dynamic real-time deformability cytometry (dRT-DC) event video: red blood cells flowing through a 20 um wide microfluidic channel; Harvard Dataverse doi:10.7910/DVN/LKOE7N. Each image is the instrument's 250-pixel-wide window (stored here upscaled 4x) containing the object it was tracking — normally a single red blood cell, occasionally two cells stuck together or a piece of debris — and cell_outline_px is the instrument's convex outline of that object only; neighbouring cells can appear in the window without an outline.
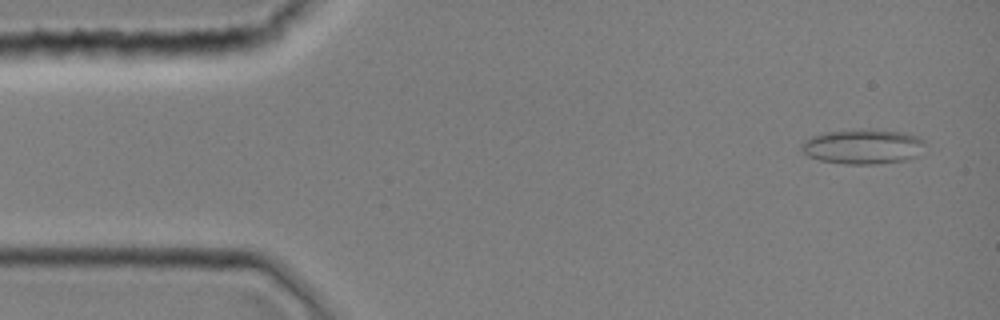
{"species": "common noctule bat (a hibernating species)", "species_latin": "Nyctalus noctula", "temperature_condition": "room temperature", "stored_images_in_passage": 42, "camera_frame_rate_fps": 3000, "um_per_image_px": 0.085, "animal": {"sex": "female", "body_mass_g": 19.0, "forearm_length_mm": 51.5}, "frame": {"image": 1, "passage_image": 2, "time_ms": 0.333, "image_size_px": [1000, 320], "cell_outline_px": [[924, 144], [916, 156], [908, 160], [876, 164], [844, 164], [820, 160], [808, 156], [804, 152], [800, 144], [804, 140], [812, 136], [828, 132], [904, 132], [920, 136], [924, 140]], "centroid_in_image_um": [73.35, 12.51], "position_along_channel_um": 11.6, "area_um2": 24.16}}
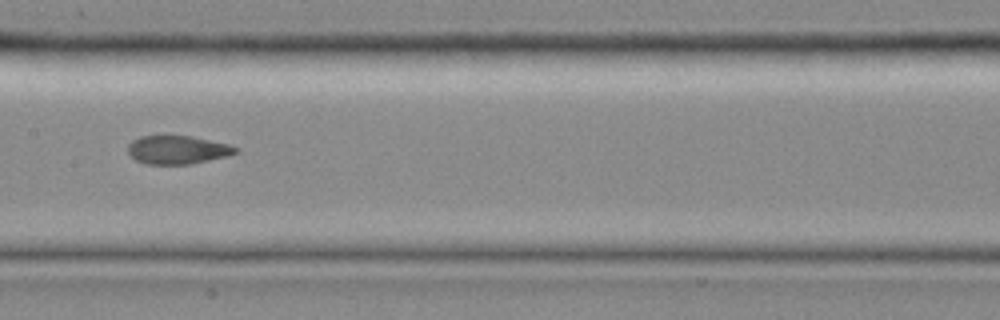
{"frame": {"image": 2, "passage_image": 21, "time_ms": 6.667, "image_size_px": [1000, 320], "cell_outline_px": [[240, 152], [192, 164], [148, 164], [136, 160], [128, 152], [128, 144], [132, 140], [140, 136], [192, 136], [228, 144], [240, 148]], "centroid_in_image_um": [15.1, 12.73], "position_along_channel_um": 192.3, "area_um2": 17.74}}
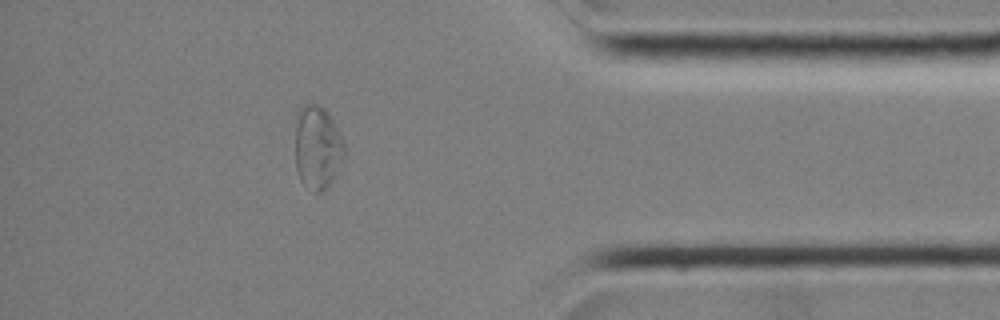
{"frame": {"image": 3, "passage_image": 37, "time_ms": 12.0, "image_size_px": [1000, 320], "cell_outline_px": [[348, 152], [344, 164], [328, 188], [320, 192], [312, 192], [300, 180], [296, 168], [296, 112], [304, 104], [320, 104], [328, 112], [340, 132], [344, 140]], "centroid_in_image_um": [27.04, 12.55], "position_along_channel_um": 408.2, "area_um2": 24.91}}